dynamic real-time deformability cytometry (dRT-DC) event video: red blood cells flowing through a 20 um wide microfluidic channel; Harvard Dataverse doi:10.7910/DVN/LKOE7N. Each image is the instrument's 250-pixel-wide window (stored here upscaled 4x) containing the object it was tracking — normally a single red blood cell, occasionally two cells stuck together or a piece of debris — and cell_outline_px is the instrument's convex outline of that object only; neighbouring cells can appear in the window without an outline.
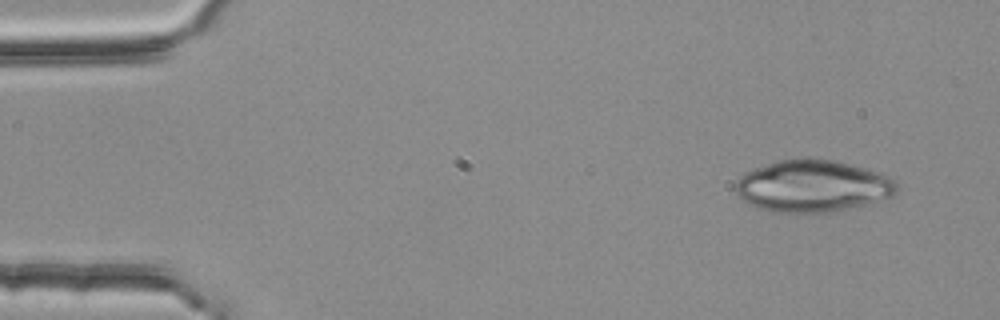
{"species": "common noctule bat (a hibernating species)", "species_latin": "Nyctalus noctula", "temperature_condition": "room temperature", "stored_images_in_passage": 4, "camera_frame_rate_fps": 3000, "um_per_image_px": 0.085, "animal": {"sex": "female", "body_mass_g": 25.1}, "frame": {"image": 1, "passage_image": 1, "time_ms": 0.0, "image_size_px": [1000, 320], "cell_outline_px": [[896, 192], [892, 196], [864, 204], [828, 212], [772, 212], [756, 208], [740, 200], [732, 188], [736, 180], [744, 172], [776, 160], [812, 156], [836, 160], [864, 168], [888, 176], [896, 184]], "centroid_in_image_um": [68.95, 15.79], "position_along_channel_um": 16.0, "area_um2": 49.25}}